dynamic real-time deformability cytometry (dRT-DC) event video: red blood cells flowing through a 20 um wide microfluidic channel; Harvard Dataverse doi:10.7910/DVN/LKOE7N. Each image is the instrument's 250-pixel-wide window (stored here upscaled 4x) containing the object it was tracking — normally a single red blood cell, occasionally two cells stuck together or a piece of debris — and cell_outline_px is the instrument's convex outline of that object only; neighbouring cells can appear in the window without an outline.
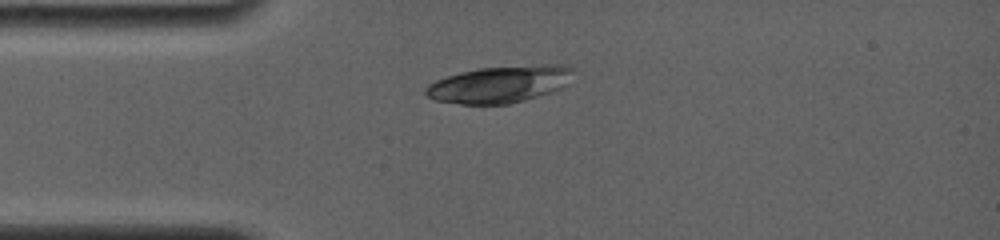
{"species": "common noctule bat (a hibernating species)", "species_latin": "Nyctalus noctula", "temperature_condition": "room temperature", "stored_images_in_passage": 2, "camera_frame_rate_fps": 4000, "um_per_image_px": 0.085, "animal": {"sex": "female", "body_mass_g": 19.0, "forearm_length_mm": 56.7}, "frame": {"image": 1, "passage_image": 1, "time_ms": 0.0, "image_size_px": [1000, 240], "cell_outline_px": [[576, 68], [564, 84], [560, 88], [524, 100], [508, 104], [460, 104], [436, 100], [428, 96], [424, 92], [424, 88], [428, 84], [436, 80], [460, 72], [480, 68], [548, 64], [556, 64]], "centroid_in_image_um": [42.42, 7.16], "position_along_channel_um": 42.6, "area_um2": 31.27}}